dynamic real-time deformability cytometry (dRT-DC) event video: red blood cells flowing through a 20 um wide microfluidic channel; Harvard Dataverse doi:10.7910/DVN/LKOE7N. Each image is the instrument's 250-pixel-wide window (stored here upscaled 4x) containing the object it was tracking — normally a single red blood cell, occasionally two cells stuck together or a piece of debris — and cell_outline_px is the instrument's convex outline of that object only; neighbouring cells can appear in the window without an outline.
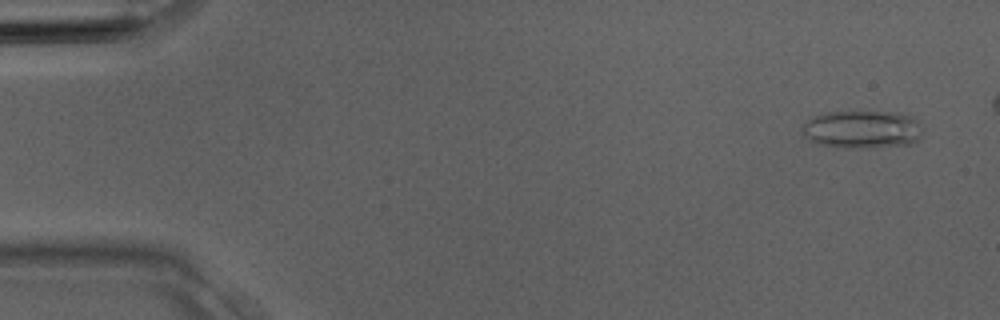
{"species": "Egyptian fruit bat (a non-hibernating species)", "species_latin": "Rousettus aegyptiacus", "temperature_condition": "room temperature", "stored_images_in_passage": 5, "camera_frame_rate_fps": 3000, "um_per_image_px": 0.085, "animal": {"sex": "male"}, "frame": {"image": 1, "passage_image": 1, "time_ms": 0.0, "image_size_px": [1000, 320], "cell_outline_px": [[920, 136], [912, 144], [868, 148], [844, 148], [816, 144], [808, 140], [800, 132], [800, 128], [812, 116], [824, 112], [900, 112], [912, 116], [916, 120], [920, 132]], "centroid_in_image_um": [73.21, 11.01], "position_along_channel_um": 11.8, "area_um2": 26.88}}